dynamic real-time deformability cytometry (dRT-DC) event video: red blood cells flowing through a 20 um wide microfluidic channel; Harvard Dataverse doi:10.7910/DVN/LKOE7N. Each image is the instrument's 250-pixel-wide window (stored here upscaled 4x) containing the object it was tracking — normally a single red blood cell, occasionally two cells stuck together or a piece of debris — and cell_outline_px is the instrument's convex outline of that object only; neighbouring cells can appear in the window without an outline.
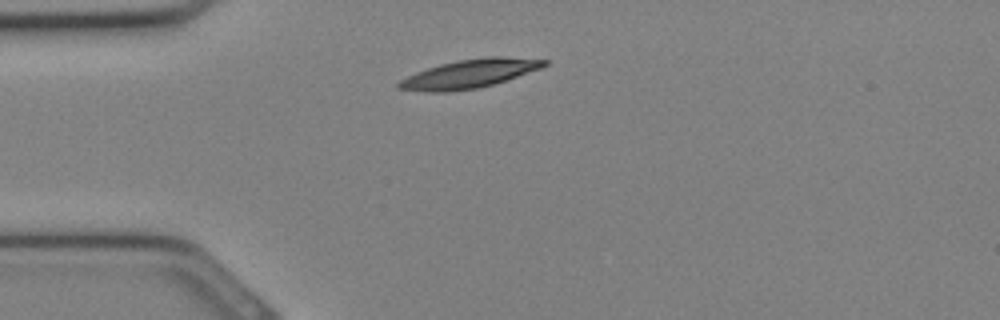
{"species": "Egyptian fruit bat (a non-hibernating species)", "species_latin": "Rousettus aegyptiacus", "temperature_condition": "cold", "stored_images_in_passage": 20, "camera_frame_rate_fps": 3000, "um_per_image_px": 0.085, "animal": {"sex": "female"}, "frame": {"image": 1, "passage_image": 1, "time_ms": 0.0, "image_size_px": [1000, 320], "cell_outline_px": [[548, 64], [540, 68], [492, 84], [476, 88], [448, 92], [428, 92], [396, 88], [396, 84], [400, 80], [416, 72], [440, 64], [456, 60], [488, 56], [504, 56], [548, 60]], "centroid_in_image_um": [39.87, 6.26], "position_along_channel_um": 45.1, "area_um2": 23.99}}
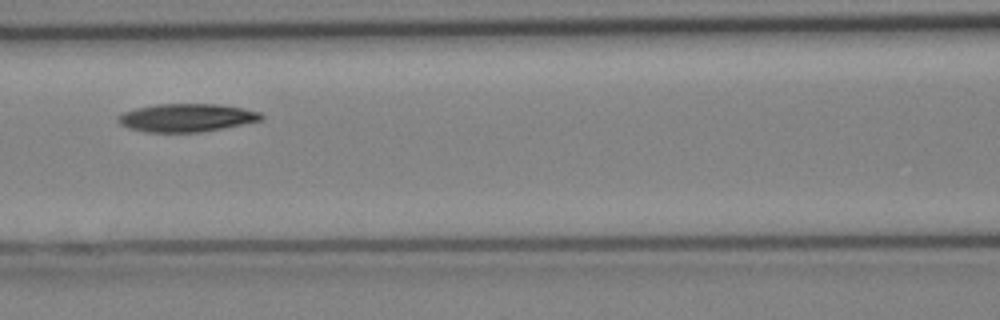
{"frame": {"image": 2, "passage_image": 7, "time_ms": 2.0, "image_size_px": [1000, 320], "cell_outline_px": [[264, 116], [260, 120], [200, 132], [148, 132], [128, 128], [120, 124], [116, 120], [116, 116], [124, 112], [136, 108], [156, 104], [220, 104], [260, 112]], "centroid_in_image_um": [15.78, 10.0], "position_along_channel_um": 150.8, "area_um2": 23.18}}
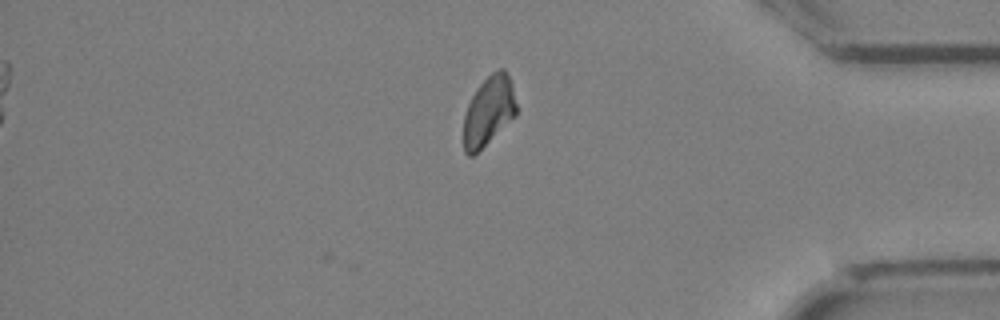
{"frame": {"image": 3, "passage_image": 20, "time_ms": 6.333, "image_size_px": [1000, 320], "cell_outline_px": [[516, 116], [472, 156], [468, 156], [464, 152], [464, 116], [468, 104], [476, 88], [492, 72], [500, 68], [504, 68], [512, 84], [516, 104]], "centroid_in_image_um": [41.53, 9.42], "position_along_channel_um": 393.7, "area_um2": 21.1}}